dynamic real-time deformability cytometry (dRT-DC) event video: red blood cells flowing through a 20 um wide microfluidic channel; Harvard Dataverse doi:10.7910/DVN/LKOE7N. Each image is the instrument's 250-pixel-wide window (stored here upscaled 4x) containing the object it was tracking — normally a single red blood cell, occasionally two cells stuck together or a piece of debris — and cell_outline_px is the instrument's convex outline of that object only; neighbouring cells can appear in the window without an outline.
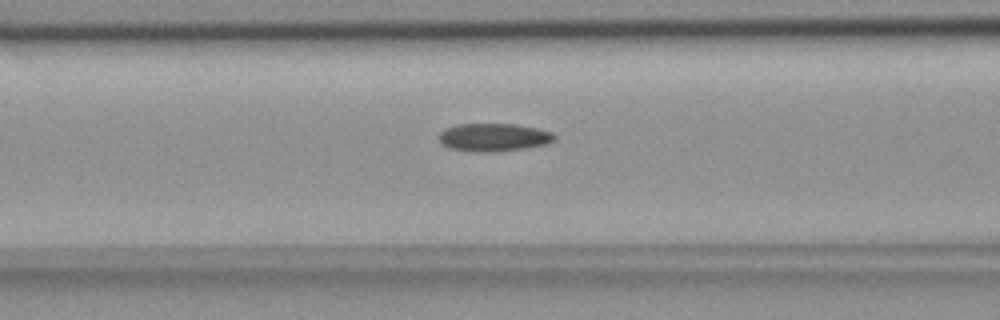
{"species": "common noctule bat (a hibernating species)", "species_latin": "Nyctalus noctula", "temperature_condition": "room temperature", "stored_images_in_passage": 55, "camera_frame_rate_fps": 3000, "um_per_image_px": 0.085, "animal": {"sex": "female", "body_mass_g": 18.4}, "frame": {"image": 1, "passage_image": 22, "time_ms": 7.0, "image_size_px": [1000, 320], "cell_outline_px": [[556, 140], [548, 144], [528, 148], [496, 152], [472, 152], [448, 148], [440, 140], [440, 132], [444, 128], [456, 124], [516, 124], [536, 128], [552, 132], [556, 136]], "centroid_in_image_um": [41.99, 11.68], "position_along_channel_um": 124.6, "area_um2": 19.13}}
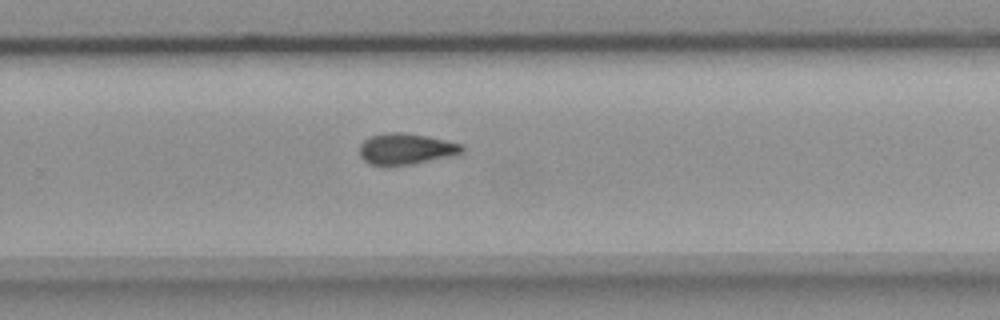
{"frame": {"image": 2, "passage_image": 36, "time_ms": 11.667, "image_size_px": [1000, 320], "cell_outline_px": [[464, 152], [456, 156], [412, 164], [388, 168], [368, 164], [360, 156], [360, 144], [368, 136], [384, 132], [404, 132], [428, 136], [460, 144], [464, 148]], "centroid_in_image_um": [34.47, 12.68], "position_along_channel_um": 295.3, "area_um2": 19.31}}
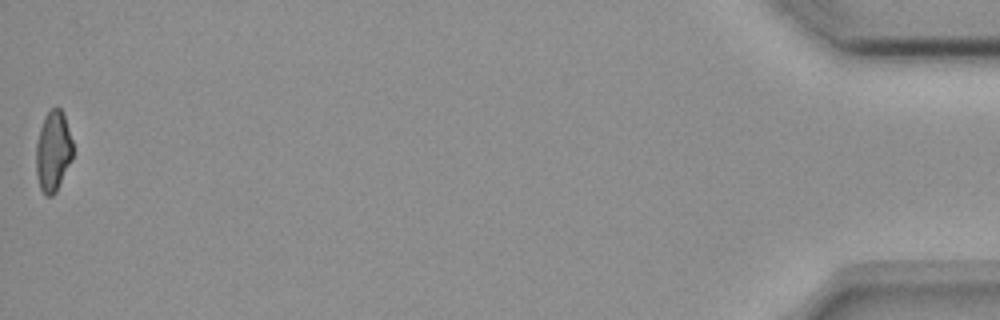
{"frame": {"image": 3, "passage_image": 55, "time_ms": 18.0, "image_size_px": [1000, 320], "cell_outline_px": [[72, 160], [56, 192], [52, 196], [44, 196], [40, 188], [36, 176], [36, 144], [40, 128], [44, 116], [56, 104], [64, 112], [72, 140]], "centroid_in_image_um": [4.51, 12.84], "position_along_channel_um": 430.7, "area_um2": 17.57}, "authors_computed_cell_mechanics": {"area_um2": 18.5538, "velocity_mm_per_s": 3.6724, "shape_relaxation_time_tau1_ms": null, "shape_relaxation_time_tau2_ms": 5.1431, "deformation_change_tau1": null, "deformation_change_tau2": 0.1251}}